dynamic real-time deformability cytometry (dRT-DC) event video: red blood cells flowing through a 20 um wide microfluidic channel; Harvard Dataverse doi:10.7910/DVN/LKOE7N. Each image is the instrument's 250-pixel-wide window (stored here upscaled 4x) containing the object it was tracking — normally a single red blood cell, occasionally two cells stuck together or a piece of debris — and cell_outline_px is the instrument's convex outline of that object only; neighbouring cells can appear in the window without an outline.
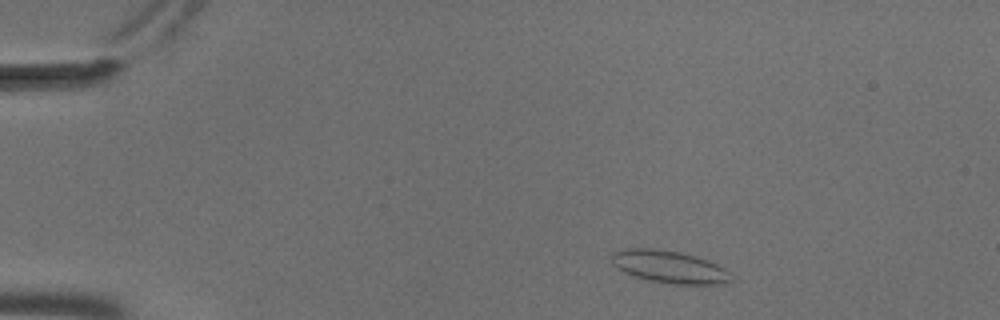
{"species": "common noctule bat (a hibernating species)", "species_latin": "Nyctalus noctula", "temperature_condition": "cold", "stored_images_in_passage": 51, "camera_frame_rate_fps": 3000, "um_per_image_px": 0.085, "animal": {"sex": "male", "body_mass_g": 18.8}, "frame": {"image": 1, "passage_image": 5, "time_ms": 1.333, "image_size_px": [1000, 320], "cell_outline_px": [[732, 280], [724, 284], [672, 284], [648, 280], [632, 276], [616, 268], [612, 264], [612, 252], [624, 248], [652, 248], [680, 252], [696, 256], [708, 260], [724, 268]], "centroid_in_image_um": [56.84, 22.68], "position_along_channel_um": 28.2, "area_um2": 22.66}}
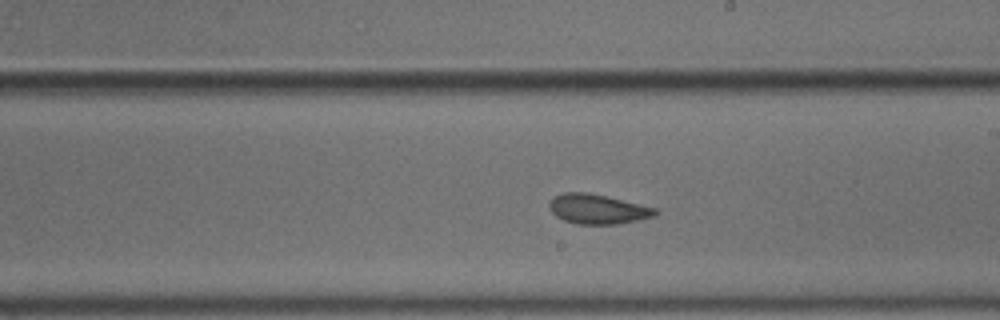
{"frame": {"image": 2, "passage_image": 28, "time_ms": 9.0, "image_size_px": [1000, 320], "cell_outline_px": [[656, 216], [616, 224], [576, 224], [564, 220], [556, 216], [548, 208], [548, 204], [552, 196], [564, 192], [588, 192], [656, 208]], "centroid_in_image_um": [50.73, 17.76], "position_along_channel_um": 238.3, "area_um2": 18.26}}
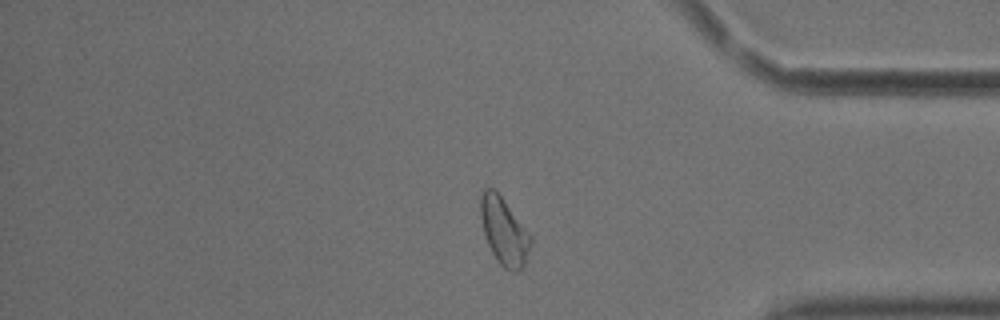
{"frame": {"image": 3, "passage_image": 42, "time_ms": 13.667, "image_size_px": [1000, 320], "cell_outline_px": [[532, 244], [524, 264], [516, 272], [504, 268], [496, 260], [488, 244], [484, 232], [480, 216], [480, 196], [484, 188], [492, 188], [504, 200], [532, 236]], "centroid_in_image_um": [42.84, 19.66], "position_along_channel_um": 392.4, "area_um2": 19.42}, "authors_computed_cell_mechanics": {"area_um2": 19.363, "velocity_mm_per_s": 3.6761, "shape_relaxation_time_tau1_ms": 6.2821, "shape_relaxation_time_tau2_ms": 1.5676, "deformation_change_tau1": 0.0901, "deformation_change_tau2": 0.0633}}